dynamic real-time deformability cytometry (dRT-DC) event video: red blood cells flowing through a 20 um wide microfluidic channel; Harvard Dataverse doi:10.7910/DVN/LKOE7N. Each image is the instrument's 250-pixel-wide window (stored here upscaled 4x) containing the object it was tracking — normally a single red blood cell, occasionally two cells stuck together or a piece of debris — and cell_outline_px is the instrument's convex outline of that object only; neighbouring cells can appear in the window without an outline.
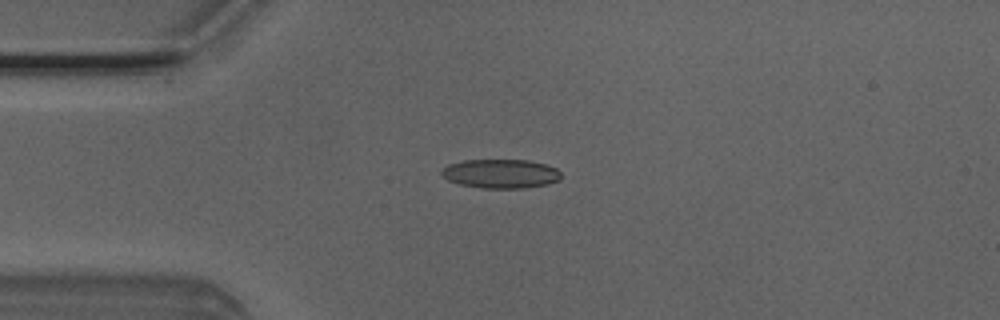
{"species": "Egyptian fruit bat (a non-hibernating species)", "species_latin": "Rousettus aegyptiacus", "temperature_condition": "room temperature", "stored_images_in_passage": 6, "camera_frame_rate_fps": 3000, "um_per_image_px": 0.085, "animal": {"sex": "male"}, "frame": {"image": 1, "passage_image": 4, "time_ms": 1.0, "image_size_px": [1000, 320], "cell_outline_px": [[560, 180], [548, 184], [520, 188], [480, 188], [460, 184], [448, 180], [440, 172], [448, 164], [464, 160], [528, 160], [544, 164], [556, 168], [560, 172]], "centroid_in_image_um": [42.56, 14.76], "position_along_channel_um": 42.4, "area_um2": 20.11}}
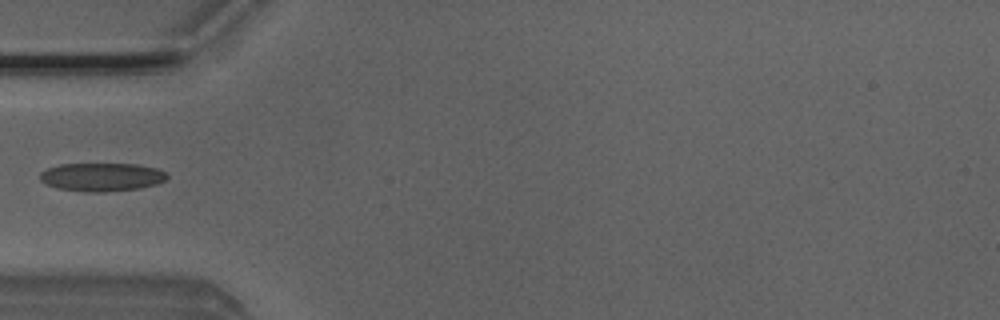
{"frame": {"image": 2, "passage_image": 5, "time_ms": 1.333, "image_size_px": [1000, 320], "cell_outline_px": [[168, 176], [164, 180], [156, 184], [140, 188], [104, 192], [84, 192], [56, 188], [44, 184], [40, 180], [40, 172], [48, 168], [60, 164], [136, 164], [156, 168], [168, 172]], "centroid_in_image_um": [8.63, 15.05], "position_along_channel_um": 76.4, "area_um2": 21.15}}